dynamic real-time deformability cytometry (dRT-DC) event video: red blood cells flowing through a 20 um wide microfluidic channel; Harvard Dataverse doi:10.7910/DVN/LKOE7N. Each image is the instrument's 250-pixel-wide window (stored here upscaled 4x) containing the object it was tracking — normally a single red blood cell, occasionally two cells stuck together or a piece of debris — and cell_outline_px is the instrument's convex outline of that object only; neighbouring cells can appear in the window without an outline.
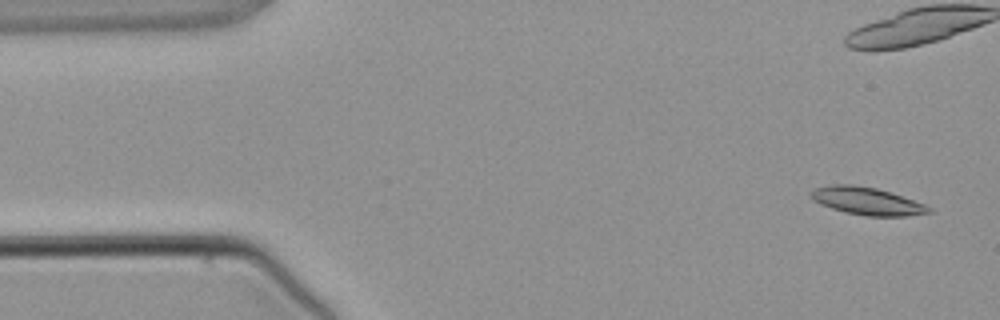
{"species": "common noctule bat (a hibernating species)", "species_latin": "Nyctalus noctula", "temperature_condition": "warm", "stored_images_in_passage": 5, "camera_frame_rate_fps": 3000, "um_per_image_px": 0.085, "animal": {"sex": "male", "body_mass_g": 21.5, "forearm_length_mm": 52.0}, "frame": {"image": 1, "passage_image": 1, "time_ms": 0.0, "image_size_px": [1000, 320], "cell_outline_px": [[932, 212], [908, 216], [868, 216], [844, 212], [820, 204], [812, 200], [812, 192], [816, 188], [832, 184], [852, 184], [876, 188], [892, 192], [924, 204], [932, 208]], "centroid_in_image_um": [73.72, 17.09], "position_along_channel_um": 11.3, "area_um2": 18.9}}